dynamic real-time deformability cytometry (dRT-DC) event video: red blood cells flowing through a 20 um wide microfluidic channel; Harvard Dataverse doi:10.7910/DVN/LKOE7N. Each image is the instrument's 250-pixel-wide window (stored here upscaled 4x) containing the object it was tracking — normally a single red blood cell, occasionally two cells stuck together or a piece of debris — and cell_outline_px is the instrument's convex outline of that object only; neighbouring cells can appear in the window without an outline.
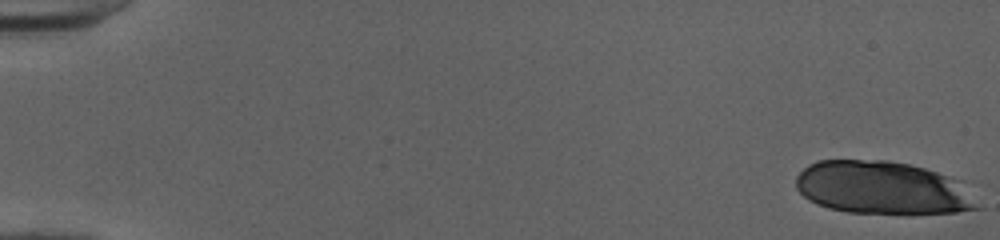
{"species": "human", "species_latin": "Homo sapiens", "temperature_condition": "cold", "stored_images_in_passage": 51, "camera_frame_rate_fps": 3000, "um_per_image_px": 0.085, "donor": {"sex": "female"}, "frame": {"image": 1, "passage_image": 1, "time_ms": 0.0, "image_size_px": [1000, 240], "cell_outline_px": [[984, 208], [956, 212], [912, 216], [904, 216], [848, 212], [828, 208], [816, 204], [808, 200], [796, 188], [796, 176], [808, 164], [816, 160], [888, 160], [908, 164], [924, 168], [964, 180]], "centroid_in_image_um": [75.12, 16.01], "position_along_channel_um": 9.9, "area_um2": 58.03}}
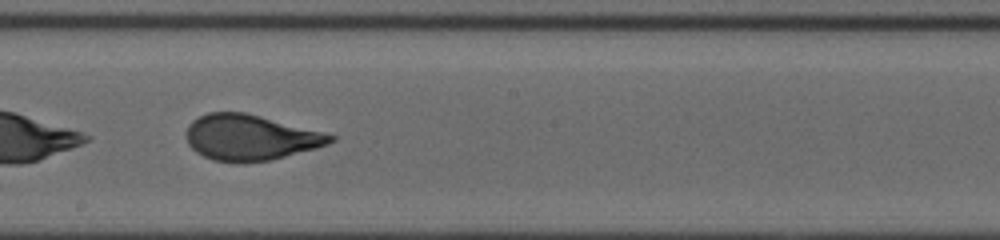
{"frame": {"image": 2, "passage_image": 31, "time_ms": 10.0, "image_size_px": [1000, 240], "cell_outline_px": [[336, 140], [328, 144], [316, 148], [268, 160], [240, 164], [236, 164], [212, 160], [196, 152], [188, 144], [188, 124], [192, 120], [208, 112], [244, 112], [260, 116], [336, 136]], "centroid_in_image_um": [21.24, 11.7], "position_along_channel_um": 227.0, "area_um2": 38.03}}
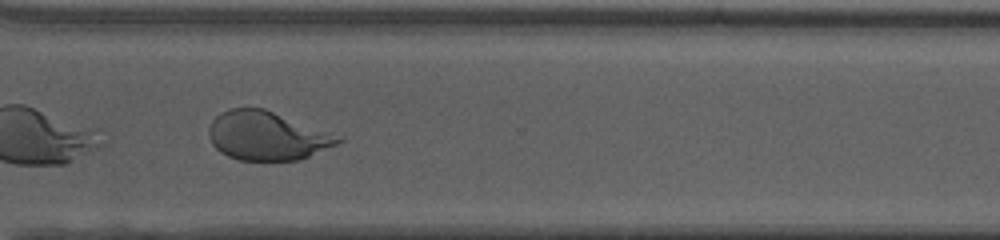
{"frame": {"image": 3, "passage_image": 40, "time_ms": 13.0, "image_size_px": [1000, 240], "cell_outline_px": [[344, 140], [336, 144], [300, 160], [240, 160], [228, 156], [220, 152], [212, 144], [208, 136], [208, 128], [212, 120], [220, 112], [228, 108], [264, 108], [344, 136]], "centroid_in_image_um": [22.7, 11.53], "position_along_channel_um": 347.9, "area_um2": 37.05}, "authors_computed_cell_mechanics": {"area_um2": 41.2114, "velocity_mm_per_s": 4.0403, "shape_relaxation_time_tau1_ms": 5.508, "shape_relaxation_time_tau2_ms": null, "deformation_change_tau1": 0.2148, "deformation_change_tau2": null}}